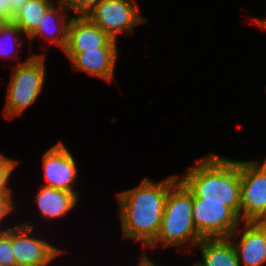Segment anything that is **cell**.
I'll return each instance as SVG.
<instances>
[{
	"label": "cell",
	"instance_id": "cell-18",
	"mask_svg": "<svg viewBox=\"0 0 266 266\" xmlns=\"http://www.w3.org/2000/svg\"><path fill=\"white\" fill-rule=\"evenodd\" d=\"M16 165V161L0 154V195H11V189L7 187V180Z\"/></svg>",
	"mask_w": 266,
	"mask_h": 266
},
{
	"label": "cell",
	"instance_id": "cell-24",
	"mask_svg": "<svg viewBox=\"0 0 266 266\" xmlns=\"http://www.w3.org/2000/svg\"><path fill=\"white\" fill-rule=\"evenodd\" d=\"M27 0H11L13 11L23 5Z\"/></svg>",
	"mask_w": 266,
	"mask_h": 266
},
{
	"label": "cell",
	"instance_id": "cell-19",
	"mask_svg": "<svg viewBox=\"0 0 266 266\" xmlns=\"http://www.w3.org/2000/svg\"><path fill=\"white\" fill-rule=\"evenodd\" d=\"M101 0H62L63 4L69 10L76 14V17H87L94 7Z\"/></svg>",
	"mask_w": 266,
	"mask_h": 266
},
{
	"label": "cell",
	"instance_id": "cell-8",
	"mask_svg": "<svg viewBox=\"0 0 266 266\" xmlns=\"http://www.w3.org/2000/svg\"><path fill=\"white\" fill-rule=\"evenodd\" d=\"M31 223L19 224L12 229V249L16 265L48 266L62 251L42 239L30 237L33 230Z\"/></svg>",
	"mask_w": 266,
	"mask_h": 266
},
{
	"label": "cell",
	"instance_id": "cell-13",
	"mask_svg": "<svg viewBox=\"0 0 266 266\" xmlns=\"http://www.w3.org/2000/svg\"><path fill=\"white\" fill-rule=\"evenodd\" d=\"M197 246L202 253V261L196 262L198 266H240L229 238H203Z\"/></svg>",
	"mask_w": 266,
	"mask_h": 266
},
{
	"label": "cell",
	"instance_id": "cell-10",
	"mask_svg": "<svg viewBox=\"0 0 266 266\" xmlns=\"http://www.w3.org/2000/svg\"><path fill=\"white\" fill-rule=\"evenodd\" d=\"M116 43V39L112 38L104 47L65 54L75 69L110 81L114 76V66L117 59Z\"/></svg>",
	"mask_w": 266,
	"mask_h": 266
},
{
	"label": "cell",
	"instance_id": "cell-22",
	"mask_svg": "<svg viewBox=\"0 0 266 266\" xmlns=\"http://www.w3.org/2000/svg\"><path fill=\"white\" fill-rule=\"evenodd\" d=\"M13 203L11 195H0V222L13 210Z\"/></svg>",
	"mask_w": 266,
	"mask_h": 266
},
{
	"label": "cell",
	"instance_id": "cell-3",
	"mask_svg": "<svg viewBox=\"0 0 266 266\" xmlns=\"http://www.w3.org/2000/svg\"><path fill=\"white\" fill-rule=\"evenodd\" d=\"M192 207L193 194L178 180L169 189L159 232L148 247H155L158 243L164 247L182 245L187 241L196 246L203 238L195 227Z\"/></svg>",
	"mask_w": 266,
	"mask_h": 266
},
{
	"label": "cell",
	"instance_id": "cell-16",
	"mask_svg": "<svg viewBox=\"0 0 266 266\" xmlns=\"http://www.w3.org/2000/svg\"><path fill=\"white\" fill-rule=\"evenodd\" d=\"M51 0H27L14 11L12 23L29 37L43 20Z\"/></svg>",
	"mask_w": 266,
	"mask_h": 266
},
{
	"label": "cell",
	"instance_id": "cell-6",
	"mask_svg": "<svg viewBox=\"0 0 266 266\" xmlns=\"http://www.w3.org/2000/svg\"><path fill=\"white\" fill-rule=\"evenodd\" d=\"M192 214L202 238L233 237L241 224L239 216L226 206V202H203V199L193 196Z\"/></svg>",
	"mask_w": 266,
	"mask_h": 266
},
{
	"label": "cell",
	"instance_id": "cell-4",
	"mask_svg": "<svg viewBox=\"0 0 266 266\" xmlns=\"http://www.w3.org/2000/svg\"><path fill=\"white\" fill-rule=\"evenodd\" d=\"M45 57L46 54L31 56L14 68L5 108L7 118L21 114L40 94L45 80Z\"/></svg>",
	"mask_w": 266,
	"mask_h": 266
},
{
	"label": "cell",
	"instance_id": "cell-20",
	"mask_svg": "<svg viewBox=\"0 0 266 266\" xmlns=\"http://www.w3.org/2000/svg\"><path fill=\"white\" fill-rule=\"evenodd\" d=\"M22 34L21 30L14 25L13 23H6V24H0V37L3 39V37L5 36H13L12 38L14 39L13 42L15 43V46H21L22 41L19 40V36H17V34ZM4 37V38H5ZM3 44H0V56L3 57H9L8 54L6 53L7 50H5L6 48L5 45L2 47ZM6 55V56H5Z\"/></svg>",
	"mask_w": 266,
	"mask_h": 266
},
{
	"label": "cell",
	"instance_id": "cell-15",
	"mask_svg": "<svg viewBox=\"0 0 266 266\" xmlns=\"http://www.w3.org/2000/svg\"><path fill=\"white\" fill-rule=\"evenodd\" d=\"M58 4H59V8H56L57 6H53V4L47 9V11L45 12L44 18L43 20L39 23L37 29L28 37L30 41H32L34 39V37H36L37 35H48L49 33L51 34L52 32H54L52 29L56 28L55 25V18L59 19V23L60 25H57L56 28V32L54 33V38L51 39V43H55L57 44L62 51L65 50L66 45H67V41H68V28H69V24L71 21V18H69V20L67 19V15L65 14V16L63 17H58L59 16V11L60 14L62 13L61 11H65V9L67 10V8L65 7V5L63 4L62 0H58ZM53 26V27H52ZM60 27V28H59ZM51 30V31H50ZM49 32V33H48ZM49 36V35H48ZM51 36V35H50Z\"/></svg>",
	"mask_w": 266,
	"mask_h": 266
},
{
	"label": "cell",
	"instance_id": "cell-14",
	"mask_svg": "<svg viewBox=\"0 0 266 266\" xmlns=\"http://www.w3.org/2000/svg\"><path fill=\"white\" fill-rule=\"evenodd\" d=\"M40 213L47 219L61 217L77 204L78 197L57 188L43 186L35 196Z\"/></svg>",
	"mask_w": 266,
	"mask_h": 266
},
{
	"label": "cell",
	"instance_id": "cell-1",
	"mask_svg": "<svg viewBox=\"0 0 266 266\" xmlns=\"http://www.w3.org/2000/svg\"><path fill=\"white\" fill-rule=\"evenodd\" d=\"M170 176L159 183L147 178L138 187L119 193L120 221L124 236L149 246L159 232L169 189L178 181Z\"/></svg>",
	"mask_w": 266,
	"mask_h": 266
},
{
	"label": "cell",
	"instance_id": "cell-5",
	"mask_svg": "<svg viewBox=\"0 0 266 266\" xmlns=\"http://www.w3.org/2000/svg\"><path fill=\"white\" fill-rule=\"evenodd\" d=\"M240 220L260 222L266 216V159L263 163L239 161Z\"/></svg>",
	"mask_w": 266,
	"mask_h": 266
},
{
	"label": "cell",
	"instance_id": "cell-26",
	"mask_svg": "<svg viewBox=\"0 0 266 266\" xmlns=\"http://www.w3.org/2000/svg\"><path fill=\"white\" fill-rule=\"evenodd\" d=\"M260 223L266 225V216L260 221Z\"/></svg>",
	"mask_w": 266,
	"mask_h": 266
},
{
	"label": "cell",
	"instance_id": "cell-12",
	"mask_svg": "<svg viewBox=\"0 0 266 266\" xmlns=\"http://www.w3.org/2000/svg\"><path fill=\"white\" fill-rule=\"evenodd\" d=\"M245 228L239 243L232 241L239 265L261 266L266 262V225L260 222H244ZM242 259V260H241ZM242 261V262H241Z\"/></svg>",
	"mask_w": 266,
	"mask_h": 266
},
{
	"label": "cell",
	"instance_id": "cell-25",
	"mask_svg": "<svg viewBox=\"0 0 266 266\" xmlns=\"http://www.w3.org/2000/svg\"><path fill=\"white\" fill-rule=\"evenodd\" d=\"M255 23L266 29V19H255Z\"/></svg>",
	"mask_w": 266,
	"mask_h": 266
},
{
	"label": "cell",
	"instance_id": "cell-21",
	"mask_svg": "<svg viewBox=\"0 0 266 266\" xmlns=\"http://www.w3.org/2000/svg\"><path fill=\"white\" fill-rule=\"evenodd\" d=\"M14 11L11 0H0V24L12 23Z\"/></svg>",
	"mask_w": 266,
	"mask_h": 266
},
{
	"label": "cell",
	"instance_id": "cell-17",
	"mask_svg": "<svg viewBox=\"0 0 266 266\" xmlns=\"http://www.w3.org/2000/svg\"><path fill=\"white\" fill-rule=\"evenodd\" d=\"M0 266H17L12 249V228L0 231Z\"/></svg>",
	"mask_w": 266,
	"mask_h": 266
},
{
	"label": "cell",
	"instance_id": "cell-9",
	"mask_svg": "<svg viewBox=\"0 0 266 266\" xmlns=\"http://www.w3.org/2000/svg\"><path fill=\"white\" fill-rule=\"evenodd\" d=\"M75 164L71 153L62 143L53 146L43 156V170L47 181L44 186L72 192L78 197V193L73 190L77 174Z\"/></svg>",
	"mask_w": 266,
	"mask_h": 266
},
{
	"label": "cell",
	"instance_id": "cell-7",
	"mask_svg": "<svg viewBox=\"0 0 266 266\" xmlns=\"http://www.w3.org/2000/svg\"><path fill=\"white\" fill-rule=\"evenodd\" d=\"M87 17L113 39L118 33H131L136 24L146 22L138 14L136 3L130 0H101Z\"/></svg>",
	"mask_w": 266,
	"mask_h": 266
},
{
	"label": "cell",
	"instance_id": "cell-11",
	"mask_svg": "<svg viewBox=\"0 0 266 266\" xmlns=\"http://www.w3.org/2000/svg\"><path fill=\"white\" fill-rule=\"evenodd\" d=\"M112 38L88 17H71L64 53L104 47Z\"/></svg>",
	"mask_w": 266,
	"mask_h": 266
},
{
	"label": "cell",
	"instance_id": "cell-2",
	"mask_svg": "<svg viewBox=\"0 0 266 266\" xmlns=\"http://www.w3.org/2000/svg\"><path fill=\"white\" fill-rule=\"evenodd\" d=\"M180 181L203 202H226L240 218L241 182L239 161L209 155L197 161Z\"/></svg>",
	"mask_w": 266,
	"mask_h": 266
},
{
	"label": "cell",
	"instance_id": "cell-23",
	"mask_svg": "<svg viewBox=\"0 0 266 266\" xmlns=\"http://www.w3.org/2000/svg\"><path fill=\"white\" fill-rule=\"evenodd\" d=\"M139 266H156L154 262L150 261L146 255L142 256Z\"/></svg>",
	"mask_w": 266,
	"mask_h": 266
}]
</instances>
